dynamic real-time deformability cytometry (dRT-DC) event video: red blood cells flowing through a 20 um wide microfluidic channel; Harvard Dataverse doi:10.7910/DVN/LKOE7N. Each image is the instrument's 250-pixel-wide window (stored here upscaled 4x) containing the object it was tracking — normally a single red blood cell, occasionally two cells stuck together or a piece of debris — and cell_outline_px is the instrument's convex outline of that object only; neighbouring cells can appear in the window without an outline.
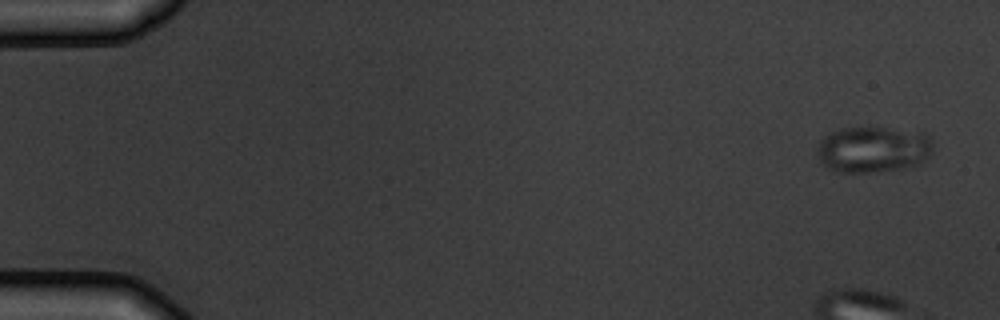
{"species": "common noctule bat (a hibernating species)", "species_latin": "Nyctalus noctula", "temperature_condition": "warm", "stored_images_in_passage": 11, "camera_frame_rate_fps": 3000, "um_per_image_px": 0.085, "animal": {"sex": "male", "body_mass_g": 19.5, "forearm_length_mm": 54.6}, "frame": {"image": 1, "passage_image": 1, "time_ms": 0.0, "image_size_px": [1000, 320], "cell_outline_px": [[932, 152], [920, 164], [900, 168], [868, 172], [840, 172], [828, 168], [820, 160], [816, 152], [820, 140], [824, 136], [840, 128], [884, 128], [924, 132], [932, 140]], "centroid_in_image_um": [74.21, 12.69], "position_along_channel_um": 10.8, "area_um2": 30.92}}
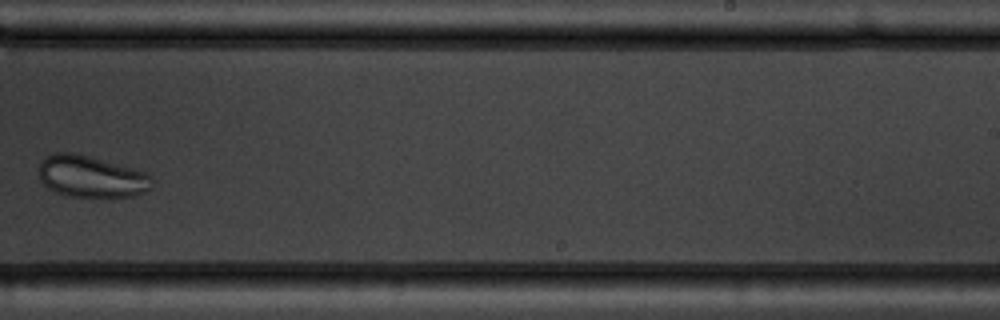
{"frame": {"image": 2, "passage_image": 10, "time_ms": 11.333, "image_size_px": [1000, 320], "cell_outline_px": [[152, 188], [144, 192], [132, 196], [112, 200], [108, 200], [68, 196], [56, 192], [48, 188], [40, 180], [40, 164], [44, 156], [52, 152], [72, 152], [88, 156], [148, 172], [152, 176]], "centroid_in_image_um": [7.79, 15.05], "position_along_channel_um": 281.2, "area_um2": 28.44}}